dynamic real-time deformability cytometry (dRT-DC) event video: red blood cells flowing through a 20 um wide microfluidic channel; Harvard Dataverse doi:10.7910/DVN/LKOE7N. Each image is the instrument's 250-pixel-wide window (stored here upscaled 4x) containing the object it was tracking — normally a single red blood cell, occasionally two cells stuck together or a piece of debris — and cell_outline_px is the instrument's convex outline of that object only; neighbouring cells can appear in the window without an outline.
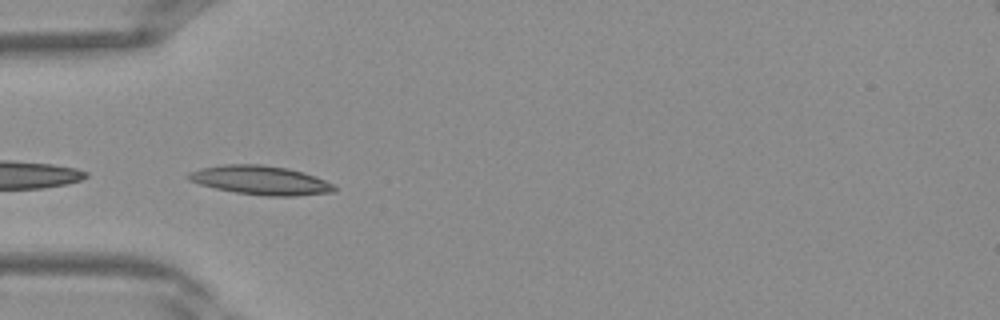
{"species": "Egyptian fruit bat (a non-hibernating species)", "species_latin": "Rousettus aegyptiacus", "temperature_condition": "warm", "stored_images_in_passage": 17, "camera_frame_rate_fps": 3000, "um_per_image_px": 0.085, "frame": {"image": 1, "passage_image": 12, "time_ms": 3.667, "image_size_px": [1000, 320], "cell_outline_px": [[336, 192], [296, 196], [268, 196], [236, 192], [216, 188], [200, 184], [188, 180], [184, 176], [188, 172], [200, 168], [224, 164], [260, 164], [288, 168], [304, 172], [324, 180], [332, 184], [336, 188]], "centroid_in_image_um": [22.13, 15.31], "position_along_channel_um": 62.9, "area_um2": 24.68}}